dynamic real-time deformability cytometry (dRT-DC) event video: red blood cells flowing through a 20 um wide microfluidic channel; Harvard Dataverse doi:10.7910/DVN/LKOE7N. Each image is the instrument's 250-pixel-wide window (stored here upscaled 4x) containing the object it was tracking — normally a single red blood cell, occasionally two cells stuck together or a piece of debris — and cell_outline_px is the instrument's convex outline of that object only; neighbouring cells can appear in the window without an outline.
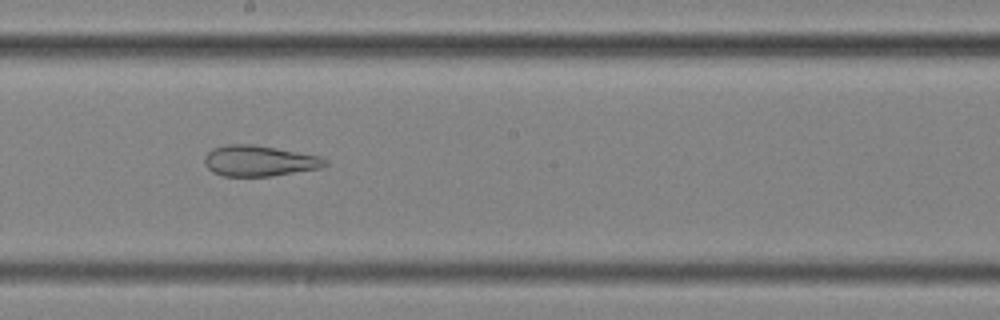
{"species": "common noctule bat (a hibernating species)", "species_latin": "Nyctalus noctula", "temperature_condition": "cold", "stored_images_in_passage": 56, "camera_frame_rate_fps": 3000, "um_per_image_px": 0.085, "animal": {"sex": "female", "body_mass_g": 25.1}, "frame": {"image": 1, "passage_image": 32, "time_ms": 10.333, "image_size_px": [1000, 320], "cell_outline_px": [[328, 164], [320, 168], [272, 176], [224, 176], [212, 172], [204, 164], [204, 156], [212, 148], [228, 144], [252, 144], [276, 148], [320, 156], [328, 160]], "centroid_in_image_um": [22.02, 13.67], "position_along_channel_um": 226.2, "area_um2": 21.68}, "authors_computed_cell_mechanics": {"area_um2": 29.5936, "velocity_mm_per_s": 3.6427, "shape_relaxation_time_tau1_ms": null, "shape_relaxation_time_tau2_ms": 3.1362, "deformation_change_tau1": null, "deformation_change_tau2": 0.1284}}